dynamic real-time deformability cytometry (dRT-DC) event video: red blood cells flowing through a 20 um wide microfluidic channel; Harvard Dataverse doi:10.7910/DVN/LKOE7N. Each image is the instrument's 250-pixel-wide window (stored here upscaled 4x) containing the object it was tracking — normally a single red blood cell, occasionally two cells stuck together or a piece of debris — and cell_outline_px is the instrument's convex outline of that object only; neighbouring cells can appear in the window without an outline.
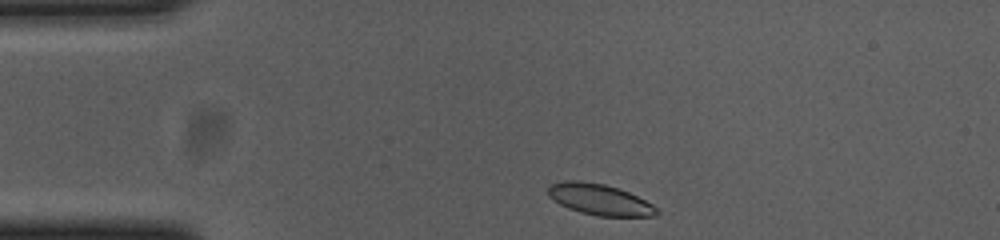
{"species": "common noctule bat (a hibernating species)", "species_latin": "Nyctalus noctula", "temperature_condition": "cold", "stored_images_in_passage": 37, "camera_frame_rate_fps": 3000, "um_per_image_px": 0.085, "animal": {"sex": "female", "body_mass_g": 23.0, "forearm_length_mm": 53.4}, "frame": {"image": 1, "passage_image": 1, "time_ms": 0.0, "image_size_px": [1000, 240], "cell_outline_px": [[660, 212], [656, 216], [596, 216], [580, 212], [568, 208], [560, 204], [548, 196], [548, 188], [552, 184], [564, 180], [580, 180], [604, 184], [628, 192], [652, 204]], "centroid_in_image_um": [50.95, 16.96], "position_along_channel_um": 34.0, "area_um2": 19.54}}
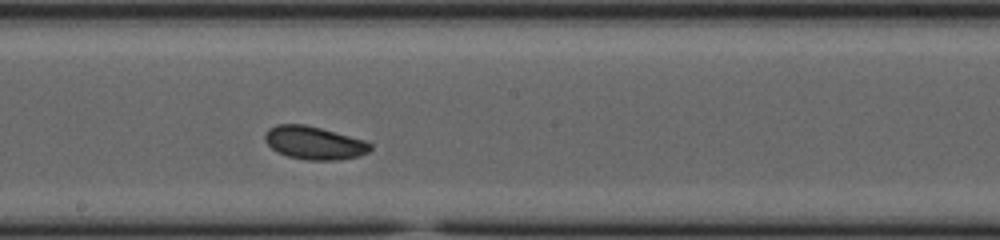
{"frame": {"image": 2, "passage_image": 20, "time_ms": 6.333, "image_size_px": [1000, 240], "cell_outline_px": [[372, 148], [368, 152], [360, 156], [340, 160], [308, 160], [288, 156], [276, 152], [264, 140], [264, 132], [268, 128], [276, 124], [304, 124], [320, 128], [364, 140], [372, 144]], "centroid_in_image_um": [26.68, 12.14], "position_along_channel_um": 221.5, "area_um2": 20.4}}
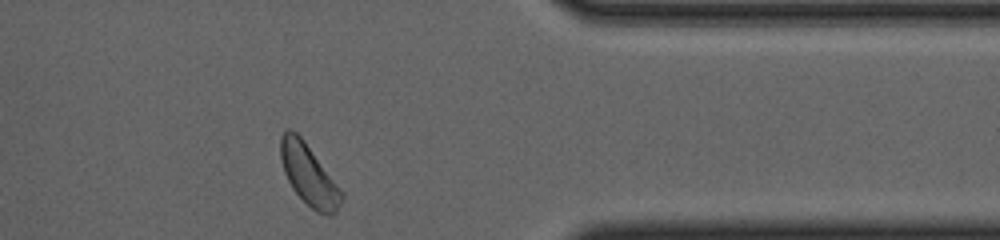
{"frame": {"image": 3, "passage_image": 35, "time_ms": 11.333, "image_size_px": [1000, 240], "cell_outline_px": [[344, 196], [336, 212], [332, 216], [328, 216], [316, 212], [292, 188], [284, 172], [280, 160], [280, 136], [288, 128], [292, 128], [304, 140], [344, 192]], "centroid_in_image_um": [26.26, 14.86], "position_along_channel_um": 385.1, "area_um2": 21.73}}